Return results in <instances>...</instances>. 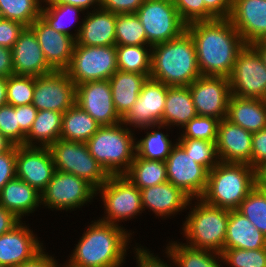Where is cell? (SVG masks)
Instances as JSON below:
<instances>
[{"label": "cell", "mask_w": 266, "mask_h": 267, "mask_svg": "<svg viewBox=\"0 0 266 267\" xmlns=\"http://www.w3.org/2000/svg\"><path fill=\"white\" fill-rule=\"evenodd\" d=\"M14 75L41 76L53 72L34 31L25 27L11 49Z\"/></svg>", "instance_id": "22"}, {"label": "cell", "mask_w": 266, "mask_h": 267, "mask_svg": "<svg viewBox=\"0 0 266 267\" xmlns=\"http://www.w3.org/2000/svg\"><path fill=\"white\" fill-rule=\"evenodd\" d=\"M266 247V236L246 216L229 210V220L224 249H262Z\"/></svg>", "instance_id": "27"}, {"label": "cell", "mask_w": 266, "mask_h": 267, "mask_svg": "<svg viewBox=\"0 0 266 267\" xmlns=\"http://www.w3.org/2000/svg\"><path fill=\"white\" fill-rule=\"evenodd\" d=\"M228 80L231 95L265 100L266 66L252 44L240 50Z\"/></svg>", "instance_id": "10"}, {"label": "cell", "mask_w": 266, "mask_h": 267, "mask_svg": "<svg viewBox=\"0 0 266 267\" xmlns=\"http://www.w3.org/2000/svg\"><path fill=\"white\" fill-rule=\"evenodd\" d=\"M181 20L186 24L205 21L203 0H173Z\"/></svg>", "instance_id": "46"}, {"label": "cell", "mask_w": 266, "mask_h": 267, "mask_svg": "<svg viewBox=\"0 0 266 267\" xmlns=\"http://www.w3.org/2000/svg\"><path fill=\"white\" fill-rule=\"evenodd\" d=\"M14 75L12 51L9 48L0 46V77Z\"/></svg>", "instance_id": "54"}, {"label": "cell", "mask_w": 266, "mask_h": 267, "mask_svg": "<svg viewBox=\"0 0 266 267\" xmlns=\"http://www.w3.org/2000/svg\"><path fill=\"white\" fill-rule=\"evenodd\" d=\"M16 267H59L52 256L46 255L45 252H41L31 261L22 263Z\"/></svg>", "instance_id": "56"}, {"label": "cell", "mask_w": 266, "mask_h": 267, "mask_svg": "<svg viewBox=\"0 0 266 267\" xmlns=\"http://www.w3.org/2000/svg\"><path fill=\"white\" fill-rule=\"evenodd\" d=\"M220 120L214 117L196 116L185 126V132L180 138L200 139L216 142Z\"/></svg>", "instance_id": "43"}, {"label": "cell", "mask_w": 266, "mask_h": 267, "mask_svg": "<svg viewBox=\"0 0 266 267\" xmlns=\"http://www.w3.org/2000/svg\"><path fill=\"white\" fill-rule=\"evenodd\" d=\"M20 221L14 213L0 205V236L12 230Z\"/></svg>", "instance_id": "55"}, {"label": "cell", "mask_w": 266, "mask_h": 267, "mask_svg": "<svg viewBox=\"0 0 266 267\" xmlns=\"http://www.w3.org/2000/svg\"><path fill=\"white\" fill-rule=\"evenodd\" d=\"M50 4H69L81 8L83 11L94 3L100 8V0H44Z\"/></svg>", "instance_id": "57"}, {"label": "cell", "mask_w": 266, "mask_h": 267, "mask_svg": "<svg viewBox=\"0 0 266 267\" xmlns=\"http://www.w3.org/2000/svg\"><path fill=\"white\" fill-rule=\"evenodd\" d=\"M41 193V203L43 201L48 208L71 210L89 202L97 192L85 179L71 173L55 171Z\"/></svg>", "instance_id": "12"}, {"label": "cell", "mask_w": 266, "mask_h": 267, "mask_svg": "<svg viewBox=\"0 0 266 267\" xmlns=\"http://www.w3.org/2000/svg\"><path fill=\"white\" fill-rule=\"evenodd\" d=\"M140 193L142 208L149 207L158 216L175 214L192 201L180 188L168 181L141 189Z\"/></svg>", "instance_id": "25"}, {"label": "cell", "mask_w": 266, "mask_h": 267, "mask_svg": "<svg viewBox=\"0 0 266 267\" xmlns=\"http://www.w3.org/2000/svg\"><path fill=\"white\" fill-rule=\"evenodd\" d=\"M146 33V46H153L179 37L186 31L173 0H144L135 13ZM149 44V45H148Z\"/></svg>", "instance_id": "8"}, {"label": "cell", "mask_w": 266, "mask_h": 267, "mask_svg": "<svg viewBox=\"0 0 266 267\" xmlns=\"http://www.w3.org/2000/svg\"><path fill=\"white\" fill-rule=\"evenodd\" d=\"M16 177L42 192L53 177L55 165L48 147L16 145Z\"/></svg>", "instance_id": "17"}, {"label": "cell", "mask_w": 266, "mask_h": 267, "mask_svg": "<svg viewBox=\"0 0 266 267\" xmlns=\"http://www.w3.org/2000/svg\"><path fill=\"white\" fill-rule=\"evenodd\" d=\"M198 116L225 119L231 88L228 77L200 76L189 86Z\"/></svg>", "instance_id": "14"}, {"label": "cell", "mask_w": 266, "mask_h": 267, "mask_svg": "<svg viewBox=\"0 0 266 267\" xmlns=\"http://www.w3.org/2000/svg\"><path fill=\"white\" fill-rule=\"evenodd\" d=\"M33 232L20 222L12 230L0 236V264L16 267L39 255L42 245Z\"/></svg>", "instance_id": "23"}, {"label": "cell", "mask_w": 266, "mask_h": 267, "mask_svg": "<svg viewBox=\"0 0 266 267\" xmlns=\"http://www.w3.org/2000/svg\"><path fill=\"white\" fill-rule=\"evenodd\" d=\"M252 45L257 49L259 54L262 56V59L266 66V43L263 40H261V41L254 42Z\"/></svg>", "instance_id": "60"}, {"label": "cell", "mask_w": 266, "mask_h": 267, "mask_svg": "<svg viewBox=\"0 0 266 267\" xmlns=\"http://www.w3.org/2000/svg\"><path fill=\"white\" fill-rule=\"evenodd\" d=\"M34 90V76L12 75L7 77V104L14 107L32 104Z\"/></svg>", "instance_id": "41"}, {"label": "cell", "mask_w": 266, "mask_h": 267, "mask_svg": "<svg viewBox=\"0 0 266 267\" xmlns=\"http://www.w3.org/2000/svg\"><path fill=\"white\" fill-rule=\"evenodd\" d=\"M229 19L245 44L266 38V0H233Z\"/></svg>", "instance_id": "20"}, {"label": "cell", "mask_w": 266, "mask_h": 267, "mask_svg": "<svg viewBox=\"0 0 266 267\" xmlns=\"http://www.w3.org/2000/svg\"><path fill=\"white\" fill-rule=\"evenodd\" d=\"M48 7H42L40 17L49 25L52 29L57 32L66 34L68 36H73L69 32V25L66 26L65 22H63L67 17L66 15L71 16V14L77 16V13L83 11L79 7H75L69 4H47ZM70 18V17H69ZM67 28V29H66Z\"/></svg>", "instance_id": "44"}, {"label": "cell", "mask_w": 266, "mask_h": 267, "mask_svg": "<svg viewBox=\"0 0 266 267\" xmlns=\"http://www.w3.org/2000/svg\"><path fill=\"white\" fill-rule=\"evenodd\" d=\"M266 162V128L252 134V167L258 169Z\"/></svg>", "instance_id": "52"}, {"label": "cell", "mask_w": 266, "mask_h": 267, "mask_svg": "<svg viewBox=\"0 0 266 267\" xmlns=\"http://www.w3.org/2000/svg\"><path fill=\"white\" fill-rule=\"evenodd\" d=\"M137 263L139 267H169L161 259L150 254V251H146L141 248H136Z\"/></svg>", "instance_id": "53"}, {"label": "cell", "mask_w": 266, "mask_h": 267, "mask_svg": "<svg viewBox=\"0 0 266 267\" xmlns=\"http://www.w3.org/2000/svg\"><path fill=\"white\" fill-rule=\"evenodd\" d=\"M96 191L103 195L102 199L108 214V217L100 221L117 224L115 222L131 218L143 211L140 189L125 175H110Z\"/></svg>", "instance_id": "11"}, {"label": "cell", "mask_w": 266, "mask_h": 267, "mask_svg": "<svg viewBox=\"0 0 266 267\" xmlns=\"http://www.w3.org/2000/svg\"><path fill=\"white\" fill-rule=\"evenodd\" d=\"M147 76L140 73L117 70L108 80L112 99L118 115L122 118L136 102Z\"/></svg>", "instance_id": "29"}, {"label": "cell", "mask_w": 266, "mask_h": 267, "mask_svg": "<svg viewBox=\"0 0 266 267\" xmlns=\"http://www.w3.org/2000/svg\"><path fill=\"white\" fill-rule=\"evenodd\" d=\"M226 119L252 133L265 129L266 101L231 95Z\"/></svg>", "instance_id": "26"}, {"label": "cell", "mask_w": 266, "mask_h": 267, "mask_svg": "<svg viewBox=\"0 0 266 267\" xmlns=\"http://www.w3.org/2000/svg\"><path fill=\"white\" fill-rule=\"evenodd\" d=\"M25 27L26 26L17 21L1 18L0 46L12 49L20 33L24 30Z\"/></svg>", "instance_id": "47"}, {"label": "cell", "mask_w": 266, "mask_h": 267, "mask_svg": "<svg viewBox=\"0 0 266 267\" xmlns=\"http://www.w3.org/2000/svg\"><path fill=\"white\" fill-rule=\"evenodd\" d=\"M221 259L232 267H266V247L262 249H224Z\"/></svg>", "instance_id": "42"}, {"label": "cell", "mask_w": 266, "mask_h": 267, "mask_svg": "<svg viewBox=\"0 0 266 267\" xmlns=\"http://www.w3.org/2000/svg\"><path fill=\"white\" fill-rule=\"evenodd\" d=\"M144 0H100V8L114 14H130L142 6Z\"/></svg>", "instance_id": "50"}, {"label": "cell", "mask_w": 266, "mask_h": 267, "mask_svg": "<svg viewBox=\"0 0 266 267\" xmlns=\"http://www.w3.org/2000/svg\"><path fill=\"white\" fill-rule=\"evenodd\" d=\"M165 164L168 182L180 188L191 199L203 196L209 171L187 155L178 143L173 146Z\"/></svg>", "instance_id": "13"}, {"label": "cell", "mask_w": 266, "mask_h": 267, "mask_svg": "<svg viewBox=\"0 0 266 267\" xmlns=\"http://www.w3.org/2000/svg\"><path fill=\"white\" fill-rule=\"evenodd\" d=\"M48 148L56 171L83 178L96 190L110 176L90 154L87 143L58 139Z\"/></svg>", "instance_id": "7"}, {"label": "cell", "mask_w": 266, "mask_h": 267, "mask_svg": "<svg viewBox=\"0 0 266 267\" xmlns=\"http://www.w3.org/2000/svg\"><path fill=\"white\" fill-rule=\"evenodd\" d=\"M101 125L74 104L62 115L60 139L86 143Z\"/></svg>", "instance_id": "31"}, {"label": "cell", "mask_w": 266, "mask_h": 267, "mask_svg": "<svg viewBox=\"0 0 266 267\" xmlns=\"http://www.w3.org/2000/svg\"><path fill=\"white\" fill-rule=\"evenodd\" d=\"M151 49L150 78L167 86H189L202 76L195 44L187 31L175 39L153 45Z\"/></svg>", "instance_id": "2"}, {"label": "cell", "mask_w": 266, "mask_h": 267, "mask_svg": "<svg viewBox=\"0 0 266 267\" xmlns=\"http://www.w3.org/2000/svg\"><path fill=\"white\" fill-rule=\"evenodd\" d=\"M167 90L168 86L164 83L147 78L136 102L121 118V124L141 129L162 124Z\"/></svg>", "instance_id": "16"}, {"label": "cell", "mask_w": 266, "mask_h": 267, "mask_svg": "<svg viewBox=\"0 0 266 267\" xmlns=\"http://www.w3.org/2000/svg\"><path fill=\"white\" fill-rule=\"evenodd\" d=\"M37 108L33 104L18 106V123L20 126V145H25V137L29 133L37 116Z\"/></svg>", "instance_id": "51"}, {"label": "cell", "mask_w": 266, "mask_h": 267, "mask_svg": "<svg viewBox=\"0 0 266 267\" xmlns=\"http://www.w3.org/2000/svg\"><path fill=\"white\" fill-rule=\"evenodd\" d=\"M75 104L101 126L121 123L112 99L109 80L89 81L76 85Z\"/></svg>", "instance_id": "18"}, {"label": "cell", "mask_w": 266, "mask_h": 267, "mask_svg": "<svg viewBox=\"0 0 266 267\" xmlns=\"http://www.w3.org/2000/svg\"><path fill=\"white\" fill-rule=\"evenodd\" d=\"M257 185L266 189V162L257 169Z\"/></svg>", "instance_id": "58"}, {"label": "cell", "mask_w": 266, "mask_h": 267, "mask_svg": "<svg viewBox=\"0 0 266 267\" xmlns=\"http://www.w3.org/2000/svg\"><path fill=\"white\" fill-rule=\"evenodd\" d=\"M233 0H203L205 5V21L216 18H229Z\"/></svg>", "instance_id": "49"}, {"label": "cell", "mask_w": 266, "mask_h": 267, "mask_svg": "<svg viewBox=\"0 0 266 267\" xmlns=\"http://www.w3.org/2000/svg\"><path fill=\"white\" fill-rule=\"evenodd\" d=\"M124 175L140 190L168 181L165 161L147 160L137 155Z\"/></svg>", "instance_id": "33"}, {"label": "cell", "mask_w": 266, "mask_h": 267, "mask_svg": "<svg viewBox=\"0 0 266 267\" xmlns=\"http://www.w3.org/2000/svg\"><path fill=\"white\" fill-rule=\"evenodd\" d=\"M252 132L222 119L218 125L216 149L221 162L245 163L252 167Z\"/></svg>", "instance_id": "21"}, {"label": "cell", "mask_w": 266, "mask_h": 267, "mask_svg": "<svg viewBox=\"0 0 266 267\" xmlns=\"http://www.w3.org/2000/svg\"><path fill=\"white\" fill-rule=\"evenodd\" d=\"M39 2L40 0H0L1 17L29 27L40 17L42 7Z\"/></svg>", "instance_id": "36"}, {"label": "cell", "mask_w": 266, "mask_h": 267, "mask_svg": "<svg viewBox=\"0 0 266 267\" xmlns=\"http://www.w3.org/2000/svg\"><path fill=\"white\" fill-rule=\"evenodd\" d=\"M0 133L14 145H20L18 106L5 104L0 107Z\"/></svg>", "instance_id": "45"}, {"label": "cell", "mask_w": 266, "mask_h": 267, "mask_svg": "<svg viewBox=\"0 0 266 267\" xmlns=\"http://www.w3.org/2000/svg\"><path fill=\"white\" fill-rule=\"evenodd\" d=\"M160 131L147 133L145 138L136 142V155L147 160L166 161L174 145Z\"/></svg>", "instance_id": "39"}, {"label": "cell", "mask_w": 266, "mask_h": 267, "mask_svg": "<svg viewBox=\"0 0 266 267\" xmlns=\"http://www.w3.org/2000/svg\"><path fill=\"white\" fill-rule=\"evenodd\" d=\"M14 144L0 133V154L7 152Z\"/></svg>", "instance_id": "61"}, {"label": "cell", "mask_w": 266, "mask_h": 267, "mask_svg": "<svg viewBox=\"0 0 266 267\" xmlns=\"http://www.w3.org/2000/svg\"><path fill=\"white\" fill-rule=\"evenodd\" d=\"M29 27L34 31L48 65L54 71H65L74 52L75 35L55 31L41 17Z\"/></svg>", "instance_id": "19"}, {"label": "cell", "mask_w": 266, "mask_h": 267, "mask_svg": "<svg viewBox=\"0 0 266 267\" xmlns=\"http://www.w3.org/2000/svg\"><path fill=\"white\" fill-rule=\"evenodd\" d=\"M199 199L200 203L196 204L183 224L184 234L190 241L189 246L221 253L224 250L229 210Z\"/></svg>", "instance_id": "6"}, {"label": "cell", "mask_w": 266, "mask_h": 267, "mask_svg": "<svg viewBox=\"0 0 266 267\" xmlns=\"http://www.w3.org/2000/svg\"><path fill=\"white\" fill-rule=\"evenodd\" d=\"M117 70L116 46L75 44L70 64L65 71L75 85H79L89 81L108 80Z\"/></svg>", "instance_id": "9"}, {"label": "cell", "mask_w": 266, "mask_h": 267, "mask_svg": "<svg viewBox=\"0 0 266 267\" xmlns=\"http://www.w3.org/2000/svg\"><path fill=\"white\" fill-rule=\"evenodd\" d=\"M76 85L66 71H53L35 77L32 104L37 110L64 113L75 104Z\"/></svg>", "instance_id": "15"}, {"label": "cell", "mask_w": 266, "mask_h": 267, "mask_svg": "<svg viewBox=\"0 0 266 267\" xmlns=\"http://www.w3.org/2000/svg\"><path fill=\"white\" fill-rule=\"evenodd\" d=\"M129 235L118 224L95 221L86 229L68 263L77 267H120Z\"/></svg>", "instance_id": "3"}, {"label": "cell", "mask_w": 266, "mask_h": 267, "mask_svg": "<svg viewBox=\"0 0 266 267\" xmlns=\"http://www.w3.org/2000/svg\"><path fill=\"white\" fill-rule=\"evenodd\" d=\"M16 145L0 154V191L3 186L16 177Z\"/></svg>", "instance_id": "48"}, {"label": "cell", "mask_w": 266, "mask_h": 267, "mask_svg": "<svg viewBox=\"0 0 266 267\" xmlns=\"http://www.w3.org/2000/svg\"><path fill=\"white\" fill-rule=\"evenodd\" d=\"M144 45L116 46L117 68L123 72L140 73L150 78L151 49Z\"/></svg>", "instance_id": "35"}, {"label": "cell", "mask_w": 266, "mask_h": 267, "mask_svg": "<svg viewBox=\"0 0 266 267\" xmlns=\"http://www.w3.org/2000/svg\"><path fill=\"white\" fill-rule=\"evenodd\" d=\"M7 78L0 77V107L7 104Z\"/></svg>", "instance_id": "59"}, {"label": "cell", "mask_w": 266, "mask_h": 267, "mask_svg": "<svg viewBox=\"0 0 266 267\" xmlns=\"http://www.w3.org/2000/svg\"><path fill=\"white\" fill-rule=\"evenodd\" d=\"M116 46L146 45V33L135 13L116 14Z\"/></svg>", "instance_id": "37"}, {"label": "cell", "mask_w": 266, "mask_h": 267, "mask_svg": "<svg viewBox=\"0 0 266 267\" xmlns=\"http://www.w3.org/2000/svg\"><path fill=\"white\" fill-rule=\"evenodd\" d=\"M191 35L202 76L228 77L237 55L246 45L229 18H216L186 25Z\"/></svg>", "instance_id": "1"}, {"label": "cell", "mask_w": 266, "mask_h": 267, "mask_svg": "<svg viewBox=\"0 0 266 267\" xmlns=\"http://www.w3.org/2000/svg\"><path fill=\"white\" fill-rule=\"evenodd\" d=\"M166 248V253L179 267H220L219 262L217 261L222 257L221 253L206 249L194 248L185 244L179 245L176 242L170 243V246ZM213 253L215 254V257L218 255L217 260L214 256H212Z\"/></svg>", "instance_id": "34"}, {"label": "cell", "mask_w": 266, "mask_h": 267, "mask_svg": "<svg viewBox=\"0 0 266 267\" xmlns=\"http://www.w3.org/2000/svg\"><path fill=\"white\" fill-rule=\"evenodd\" d=\"M121 125L100 126L86 142L90 154L109 175H124L136 155L133 133Z\"/></svg>", "instance_id": "5"}, {"label": "cell", "mask_w": 266, "mask_h": 267, "mask_svg": "<svg viewBox=\"0 0 266 267\" xmlns=\"http://www.w3.org/2000/svg\"><path fill=\"white\" fill-rule=\"evenodd\" d=\"M197 113L188 86H168L162 124L158 128L167 125H181L184 127ZM174 123V124H173Z\"/></svg>", "instance_id": "30"}, {"label": "cell", "mask_w": 266, "mask_h": 267, "mask_svg": "<svg viewBox=\"0 0 266 267\" xmlns=\"http://www.w3.org/2000/svg\"><path fill=\"white\" fill-rule=\"evenodd\" d=\"M75 34L76 44L84 46H116V14L99 8L89 13Z\"/></svg>", "instance_id": "24"}, {"label": "cell", "mask_w": 266, "mask_h": 267, "mask_svg": "<svg viewBox=\"0 0 266 267\" xmlns=\"http://www.w3.org/2000/svg\"><path fill=\"white\" fill-rule=\"evenodd\" d=\"M237 210L266 236V189L256 185Z\"/></svg>", "instance_id": "38"}, {"label": "cell", "mask_w": 266, "mask_h": 267, "mask_svg": "<svg viewBox=\"0 0 266 267\" xmlns=\"http://www.w3.org/2000/svg\"><path fill=\"white\" fill-rule=\"evenodd\" d=\"M257 185V170L245 163L219 162L208 174L201 197L207 204L236 210Z\"/></svg>", "instance_id": "4"}, {"label": "cell", "mask_w": 266, "mask_h": 267, "mask_svg": "<svg viewBox=\"0 0 266 267\" xmlns=\"http://www.w3.org/2000/svg\"><path fill=\"white\" fill-rule=\"evenodd\" d=\"M39 203L41 193L17 177L7 182L0 191V205L19 219L24 214L32 213Z\"/></svg>", "instance_id": "28"}, {"label": "cell", "mask_w": 266, "mask_h": 267, "mask_svg": "<svg viewBox=\"0 0 266 267\" xmlns=\"http://www.w3.org/2000/svg\"><path fill=\"white\" fill-rule=\"evenodd\" d=\"M68 264V265H67ZM66 264V266L65 267H77V266H74V265H72V264H70V263H67Z\"/></svg>", "instance_id": "62"}, {"label": "cell", "mask_w": 266, "mask_h": 267, "mask_svg": "<svg viewBox=\"0 0 266 267\" xmlns=\"http://www.w3.org/2000/svg\"><path fill=\"white\" fill-rule=\"evenodd\" d=\"M62 115L63 113L52 110H38L32 127L25 137V146H33L32 139H36L43 147H49L60 139Z\"/></svg>", "instance_id": "32"}, {"label": "cell", "mask_w": 266, "mask_h": 267, "mask_svg": "<svg viewBox=\"0 0 266 267\" xmlns=\"http://www.w3.org/2000/svg\"><path fill=\"white\" fill-rule=\"evenodd\" d=\"M177 142L195 162L210 171L220 160L218 158L216 142L200 139L179 138Z\"/></svg>", "instance_id": "40"}]
</instances>
